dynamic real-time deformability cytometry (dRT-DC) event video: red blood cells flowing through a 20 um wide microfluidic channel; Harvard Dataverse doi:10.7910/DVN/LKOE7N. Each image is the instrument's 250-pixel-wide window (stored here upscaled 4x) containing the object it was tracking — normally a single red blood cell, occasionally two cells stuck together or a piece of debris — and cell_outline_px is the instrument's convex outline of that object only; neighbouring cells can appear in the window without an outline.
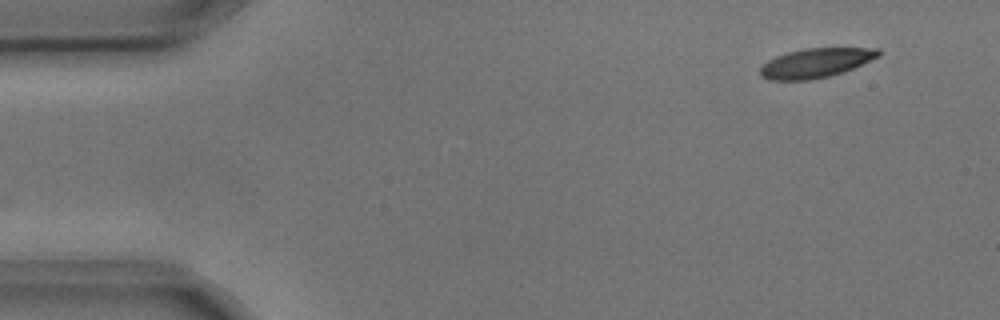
{"species": "common noctule bat (a hibernating species)", "species_latin": "Nyctalus noctula", "temperature_condition": "cold", "stored_images_in_passage": 2, "camera_frame_rate_fps": 3000, "um_per_image_px": 0.085, "animal": {"sex": "male", "body_mass_g": 17.9, "forearm_length_mm": 54.2}, "frame": {"image": 1, "passage_image": 2, "time_ms": 0.333, "image_size_px": [1000, 320], "cell_outline_px": [[884, 52], [880, 56], [844, 72], [828, 76], [808, 80], [768, 80], [760, 76], [760, 68], [768, 60], [776, 56], [788, 52], [804, 48], [880, 48]], "centroid_in_image_um": [69.37, 5.34], "position_along_channel_um": 15.6, "area_um2": 20.35}}